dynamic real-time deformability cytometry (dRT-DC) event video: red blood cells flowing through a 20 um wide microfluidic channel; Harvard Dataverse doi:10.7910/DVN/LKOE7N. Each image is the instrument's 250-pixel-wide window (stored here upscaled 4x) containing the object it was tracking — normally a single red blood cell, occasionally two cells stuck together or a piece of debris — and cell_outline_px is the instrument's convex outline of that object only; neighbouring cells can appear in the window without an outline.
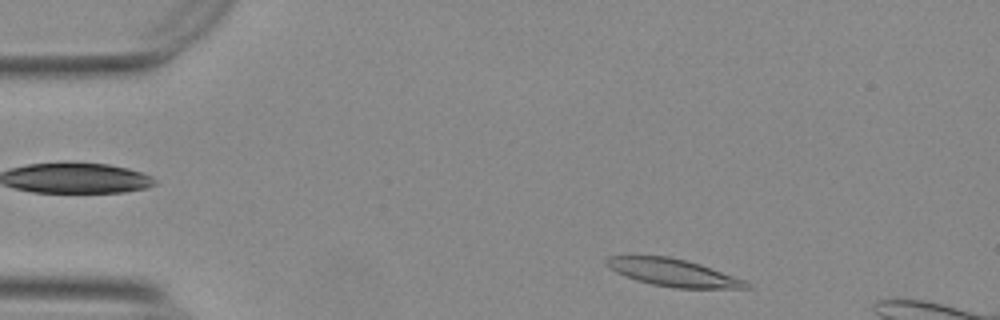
{"species": "Egyptian fruit bat (a non-hibernating species)", "species_latin": "Rousettus aegyptiacus", "temperature_condition": "warm", "stored_images_in_passage": 50, "segment_of_instrument_passage": [1, 2], "camera_frame_rate_fps": 3000, "um_per_image_px": 0.085, "animal": {"sex": "female"}, "frame": {"image": 1, "passage_image": 3, "time_ms": 0.667, "image_size_px": [1000, 320], "cell_outline_px": [[752, 288], [676, 288], [652, 284], [636, 280], [624, 276], [616, 272], [604, 260], [608, 256], [668, 256], [700, 264], [744, 280], [752, 284]], "centroid_in_image_um": [57.23, 23.18], "position_along_channel_um": 27.8, "area_um2": 22.02}}
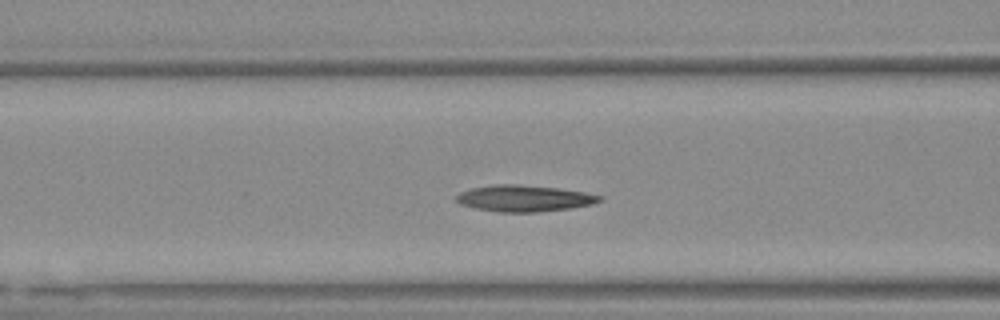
{"frame": {"image": 2, "passage_image": 16, "time_ms": 5.0, "image_size_px": [1000, 320], "cell_outline_px": [[604, 200], [592, 204], [572, 208], [536, 212], [496, 212], [476, 208], [460, 204], [456, 200], [456, 196], [460, 192], [472, 188], [496, 184], [516, 184], [556, 188], [584, 192], [604, 196]], "centroid_in_image_um": [44.58, 16.86], "position_along_channel_um": 122.0, "area_um2": 22.02}}
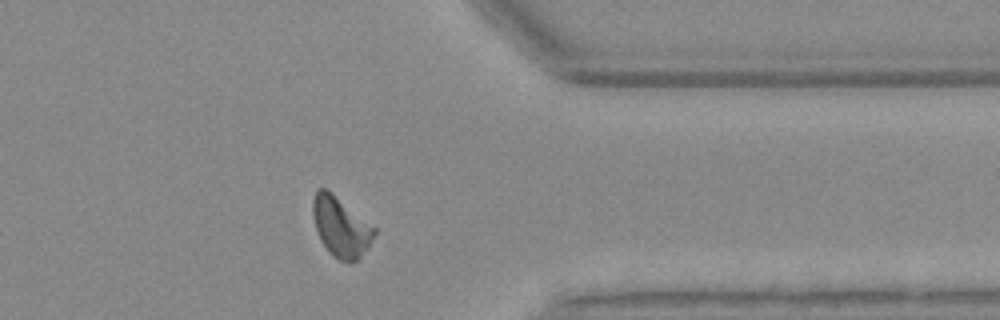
{"frame": {"image": 3, "passage_image": 38, "time_ms": 12.333, "image_size_px": [1000, 320], "cell_outline_px": [[376, 232], [368, 248], [352, 264], [348, 264], [332, 256], [328, 252], [320, 240], [312, 216], [312, 200], [316, 188], [324, 188], [376, 228]], "centroid_in_image_um": [28.94, 19.33], "position_along_channel_um": 382.5, "area_um2": 21.27}}